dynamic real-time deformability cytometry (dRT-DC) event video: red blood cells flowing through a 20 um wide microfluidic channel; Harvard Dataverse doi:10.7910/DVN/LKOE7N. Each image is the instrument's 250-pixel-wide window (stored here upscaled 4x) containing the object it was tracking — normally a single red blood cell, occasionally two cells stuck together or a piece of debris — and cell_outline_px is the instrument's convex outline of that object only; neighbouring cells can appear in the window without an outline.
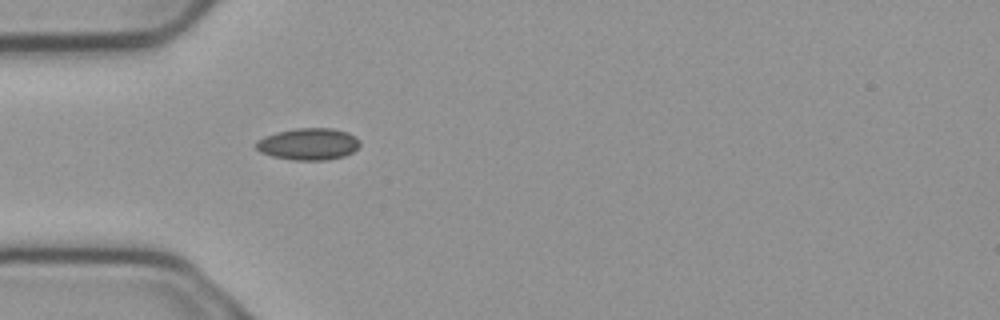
{"species": "common noctule bat (a hibernating species)", "species_latin": "Nyctalus noctula", "temperature_condition": "cold", "stored_images_in_passage": 2, "camera_frame_rate_fps": 3000, "um_per_image_px": 0.085, "animal": {"sex": "male", "body_mass_g": 23.1, "forearm_length_mm": 52.7}, "frame": {"image": 1, "passage_image": 2, "time_ms": 0.333, "image_size_px": [1000, 320], "cell_outline_px": [[360, 144], [352, 152], [344, 156], [324, 160], [292, 160], [272, 156], [260, 152], [256, 148], [256, 140], [264, 136], [276, 132], [296, 128], [332, 128], [348, 132], [360, 140]], "centroid_in_image_um": [26.2, 12.24], "position_along_channel_um": 58.8, "area_um2": 19.31}}